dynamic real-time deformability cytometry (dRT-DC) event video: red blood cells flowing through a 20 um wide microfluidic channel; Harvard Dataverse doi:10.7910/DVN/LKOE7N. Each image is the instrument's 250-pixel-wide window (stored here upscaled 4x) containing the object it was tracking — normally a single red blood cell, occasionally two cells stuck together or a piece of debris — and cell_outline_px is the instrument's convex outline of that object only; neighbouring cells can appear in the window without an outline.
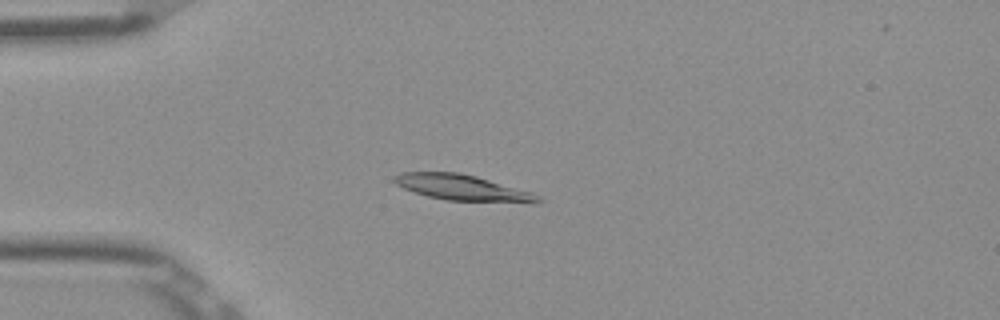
{"species": "Egyptian fruit bat (a non-hibernating species)", "species_latin": "Rousettus aegyptiacus", "temperature_condition": "room temperature", "stored_images_in_passage": 40, "camera_frame_rate_fps": 3000, "um_per_image_px": 0.085, "frame": {"image": 1, "passage_image": 2, "time_ms": 0.333, "image_size_px": [1000, 320], "cell_outline_px": [[544, 200], [536, 204], [532, 204], [448, 200], [428, 196], [404, 188], [396, 184], [392, 180], [392, 176], [400, 172], [460, 172], [476, 176], [532, 192], [540, 196]], "centroid_in_image_um": [39.39, 15.97], "position_along_channel_um": 45.6, "area_um2": 21.96}}
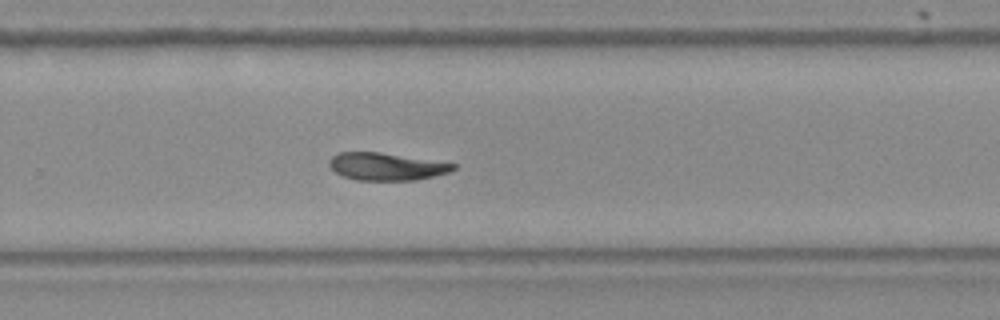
{"frame": {"image": 2, "passage_image": 23, "time_ms": 7.333, "image_size_px": [1000, 320], "cell_outline_px": [[456, 168], [448, 172], [416, 180], [356, 180], [344, 176], [336, 172], [328, 164], [328, 160], [336, 152], [380, 152], [456, 164]], "centroid_in_image_um": [32.79, 14.15], "position_along_channel_um": 297.0, "area_um2": 19.65}}
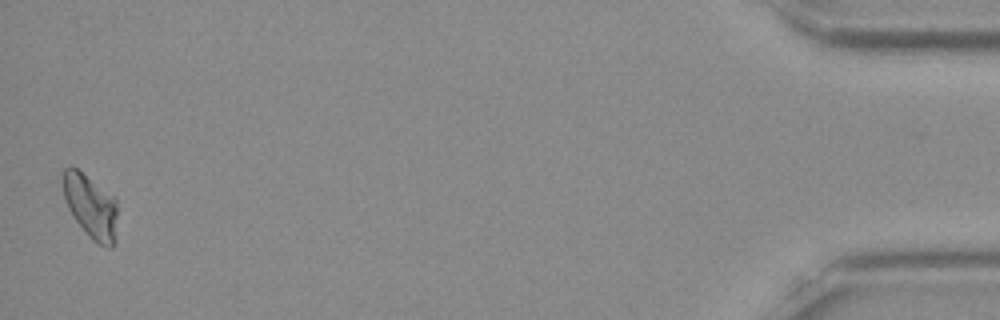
{"frame": {"image": 3, "passage_image": 40, "time_ms": 13.0, "image_size_px": [1000, 320], "cell_outline_px": [[116, 244], [112, 248], [108, 248], [92, 240], [88, 236], [76, 220], [68, 208], [64, 200], [60, 180], [60, 176], [64, 168], [72, 164], [116, 196]], "centroid_in_image_um": [7.68, 17.48], "position_along_channel_um": 427.5, "area_um2": 21.1}, "authors_computed_cell_mechanics": {"area_um2": 20.6924, "velocity_mm_per_s": 3.8853, "shape_relaxation_time_tau1_ms": 7.2091, "shape_relaxation_time_tau2_ms": null, "deformation_change_tau1": 0.1807, "deformation_change_tau2": null}}